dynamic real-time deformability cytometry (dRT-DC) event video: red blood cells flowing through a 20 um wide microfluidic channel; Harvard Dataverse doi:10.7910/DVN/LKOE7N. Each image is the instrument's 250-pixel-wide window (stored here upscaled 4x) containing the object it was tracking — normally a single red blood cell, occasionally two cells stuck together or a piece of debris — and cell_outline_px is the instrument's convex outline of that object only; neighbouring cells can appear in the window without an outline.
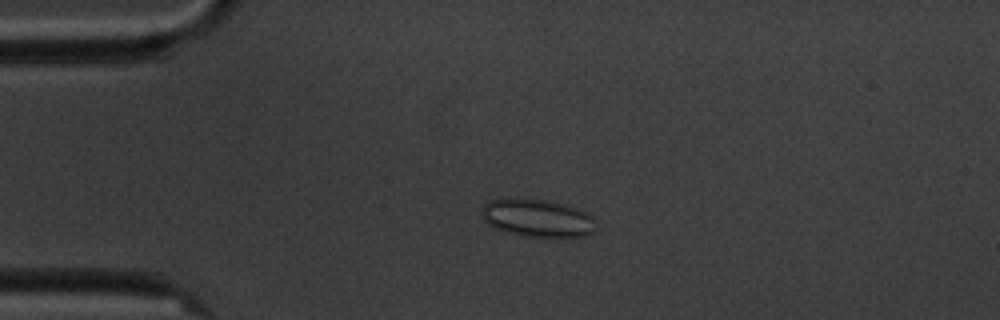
{"species": "common noctule bat (a hibernating species)", "species_latin": "Nyctalus noctula", "temperature_condition": "cold", "stored_images_in_passage": 4, "camera_frame_rate_fps": 3000, "um_per_image_px": 0.085, "animal": {"sex": "male", "body_mass_g": 20.1, "forearm_length_mm": 53.5}, "frame": {"image": 1, "passage_image": 4, "time_ms": 3.333, "image_size_px": [1000, 320], "cell_outline_px": [[596, 232], [588, 236], [524, 236], [504, 232], [492, 228], [484, 220], [484, 204], [488, 200], [504, 196], [544, 200], [564, 204], [580, 208], [592, 216], [596, 228]], "centroid_in_image_um": [45.67, 18.51], "position_along_channel_um": 39.3, "area_um2": 25.61}}